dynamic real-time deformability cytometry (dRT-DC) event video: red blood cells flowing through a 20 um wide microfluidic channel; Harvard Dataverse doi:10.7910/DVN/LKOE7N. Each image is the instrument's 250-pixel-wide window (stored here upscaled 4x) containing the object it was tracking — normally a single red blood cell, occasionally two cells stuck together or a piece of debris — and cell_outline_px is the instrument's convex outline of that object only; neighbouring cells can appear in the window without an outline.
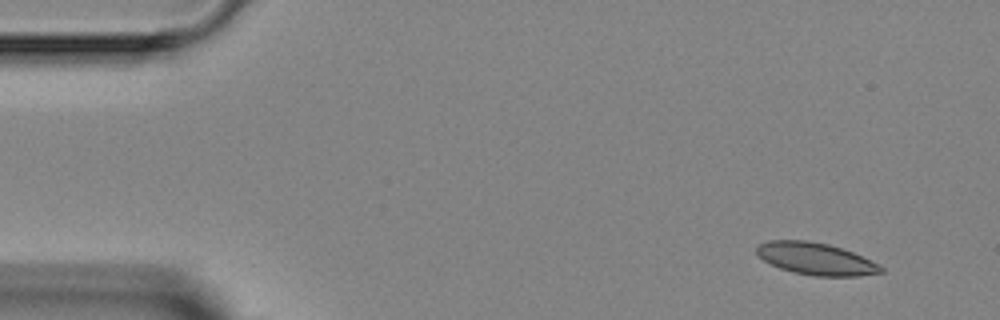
{"species": "Egyptian fruit bat (a non-hibernating species)", "species_latin": "Rousettus aegyptiacus", "temperature_condition": "room temperature", "stored_images_in_passage": 3, "camera_frame_rate_fps": 3000, "um_per_image_px": 0.085, "animal": {"sex": "female"}, "frame": {"image": 1, "passage_image": 1, "time_ms": 0.0, "image_size_px": [1000, 320], "cell_outline_px": [[884, 272], [860, 276], [816, 276], [792, 272], [780, 268], [764, 260], [756, 252], [756, 248], [760, 244], [768, 240], [808, 240], [828, 244], [852, 252], [884, 268]], "centroid_in_image_um": [69.32, 22.0], "position_along_channel_um": 15.7, "area_um2": 22.95}}
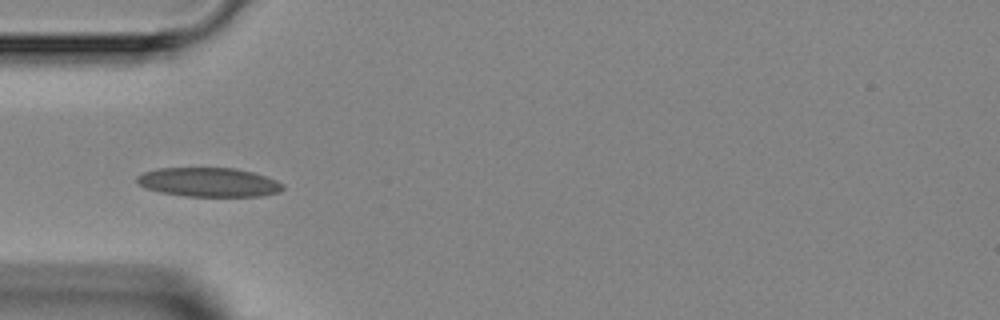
{"frame": {"image": 2, "passage_image": 3, "time_ms": 3.667, "image_size_px": [1000, 320], "cell_outline_px": [[284, 188], [280, 192], [260, 196], [184, 196], [160, 192], [144, 188], [136, 184], [136, 176], [144, 172], [156, 168], [236, 168], [252, 172], [276, 180], [284, 184]], "centroid_in_image_um": [17.7, 15.49], "position_along_channel_um": 67.3, "area_um2": 24.91}}